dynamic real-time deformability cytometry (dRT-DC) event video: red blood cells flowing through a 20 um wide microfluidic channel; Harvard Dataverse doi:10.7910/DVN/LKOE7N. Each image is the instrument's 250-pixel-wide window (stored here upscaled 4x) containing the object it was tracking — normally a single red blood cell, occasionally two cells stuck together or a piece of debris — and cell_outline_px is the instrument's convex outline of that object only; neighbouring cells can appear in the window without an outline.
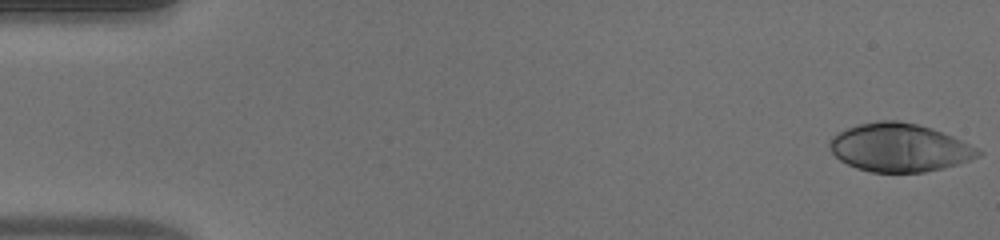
{"species": "human", "species_latin": "Homo sapiens", "temperature_condition": "warm", "stored_images_in_passage": 50, "camera_frame_rate_fps": 3000, "um_per_image_px": 0.085, "donor": {"sex": "male"}, "frame": {"image": 1, "passage_image": 1, "time_ms": 0.0, "image_size_px": [1000, 240], "cell_outline_px": [[984, 152], [980, 156], [956, 164], [924, 172], [872, 172], [856, 168], [840, 160], [828, 148], [828, 144], [832, 136], [848, 128], [860, 124], [880, 120], [896, 120], [916, 124], [932, 128], [952, 136]], "centroid_in_image_um": [76.42, 12.54], "position_along_channel_um": 8.6, "area_um2": 41.33}}
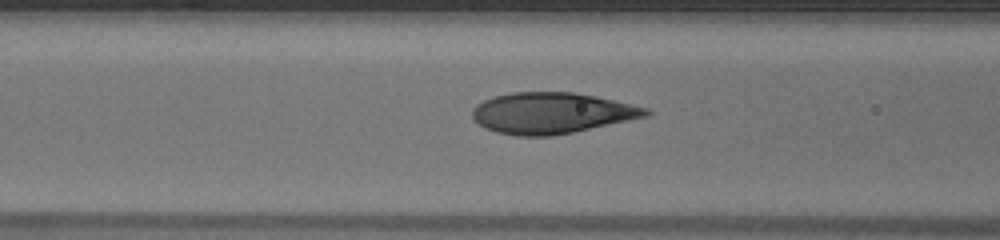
{"frame": {"image": 2, "passage_image": 20, "time_ms": 6.333, "image_size_px": [1000, 240], "cell_outline_px": [[652, 112], [648, 116], [572, 132], [552, 136], [520, 136], [496, 132], [484, 128], [472, 116], [472, 108], [476, 104], [484, 100], [496, 96], [512, 92], [572, 92], [612, 100], [648, 108]], "centroid_in_image_um": [46.86, 9.61], "position_along_channel_um": 119.7, "area_um2": 41.1}}
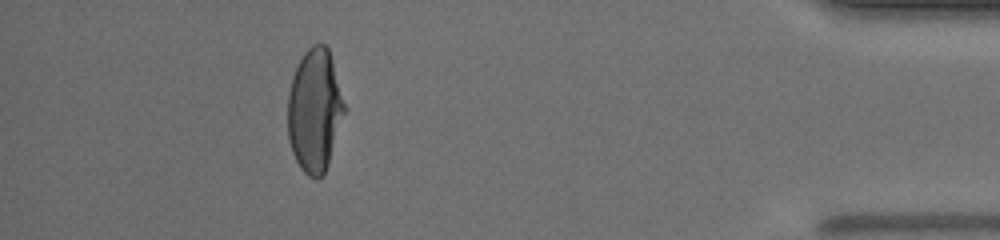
{"frame": {"image": 3, "passage_image": 45, "time_ms": 14.667, "image_size_px": [1000, 240], "cell_outline_px": [[348, 108], [328, 164], [324, 172], [316, 180], [308, 176], [300, 168], [292, 152], [288, 140], [288, 96], [292, 76], [304, 52], [312, 44], [324, 44], [328, 48]], "centroid_in_image_um": [26.78, 9.39], "position_along_channel_um": 408.4, "area_um2": 41.15}, "authors_computed_cell_mechanics": {"area_um2": 41.1536, "velocity_mm_per_s": 4.0977, "shape_relaxation_time_tau1_ms": 5.2787, "shape_relaxation_time_tau2_ms": null, "deformation_change_tau1": 0.26, "deformation_change_tau2": null}}